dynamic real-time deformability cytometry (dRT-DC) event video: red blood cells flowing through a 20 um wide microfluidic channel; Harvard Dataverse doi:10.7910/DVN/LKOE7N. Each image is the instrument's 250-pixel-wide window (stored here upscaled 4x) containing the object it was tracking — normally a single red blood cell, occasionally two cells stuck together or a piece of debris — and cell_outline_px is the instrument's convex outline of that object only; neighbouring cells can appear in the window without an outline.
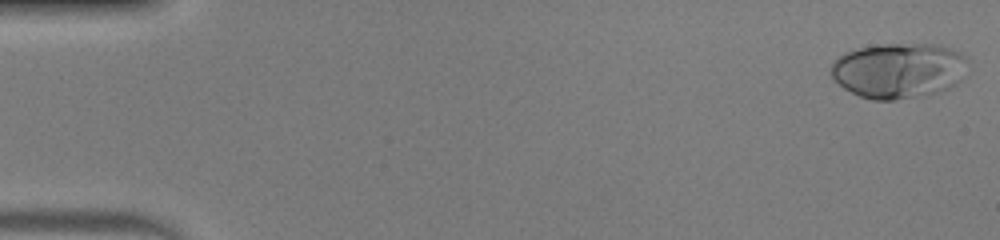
{"species": "human", "species_latin": "Homo sapiens", "temperature_condition": "warm", "stored_images_in_passage": 50, "camera_frame_rate_fps": 3000, "um_per_image_px": 0.085, "donor": {"sex": "male"}, "frame": {"image": 1, "passage_image": 1, "time_ms": 0.0, "image_size_px": [1000, 240], "cell_outline_px": [[968, 60], [960, 80], [956, 84], [940, 92], [924, 96], [896, 100], [872, 100], [860, 96], [844, 88], [832, 76], [832, 64], [844, 52], [860, 48], [880, 44], [940, 44], [960, 52]], "centroid_in_image_um": [76.41, 5.99], "position_along_channel_um": 8.6, "area_um2": 44.16}}
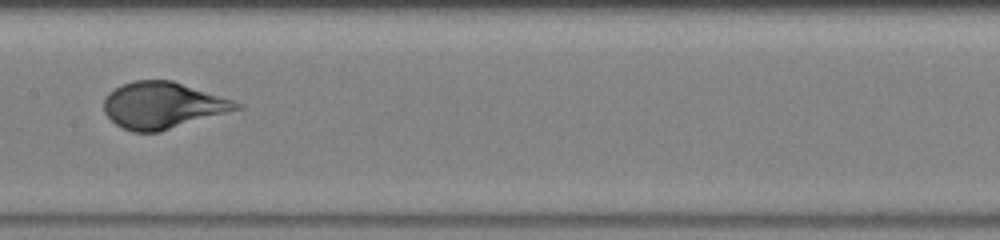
{"frame": {"image": 2, "passage_image": 26, "time_ms": 8.333, "image_size_px": [1000, 240], "cell_outline_px": [[244, 108], [160, 132], [132, 132], [116, 124], [104, 112], [104, 100], [108, 92], [120, 84], [132, 80], [172, 80], [244, 104]], "centroid_in_image_um": [13.83, 8.95], "position_along_channel_um": 193.6, "area_um2": 36.07}}
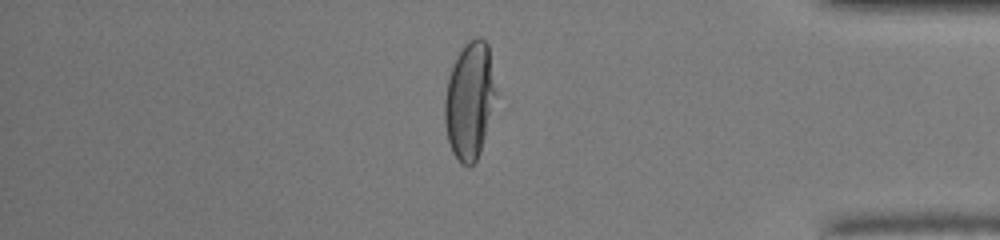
{"frame": {"image": 3, "passage_image": 43, "time_ms": 14.0, "image_size_px": [1000, 240], "cell_outline_px": [[496, 96], [480, 152], [476, 160], [468, 168], [460, 164], [452, 152], [448, 140], [444, 120], [444, 100], [448, 76], [464, 44], [468, 40], [476, 36], [480, 36], [488, 44], [496, 88]], "centroid_in_image_um": [39.91, 8.55], "position_along_channel_um": 395.3, "area_um2": 34.97}, "authors_computed_cell_mechanics": {"area_um2": 37.57, "velocity_mm_per_s": 4.0431, "shape_relaxation_time_tau1_ms": 3.588, "shape_relaxation_time_tau2_ms": null, "deformation_change_tau1": 0.2229, "deformation_change_tau2": null}}